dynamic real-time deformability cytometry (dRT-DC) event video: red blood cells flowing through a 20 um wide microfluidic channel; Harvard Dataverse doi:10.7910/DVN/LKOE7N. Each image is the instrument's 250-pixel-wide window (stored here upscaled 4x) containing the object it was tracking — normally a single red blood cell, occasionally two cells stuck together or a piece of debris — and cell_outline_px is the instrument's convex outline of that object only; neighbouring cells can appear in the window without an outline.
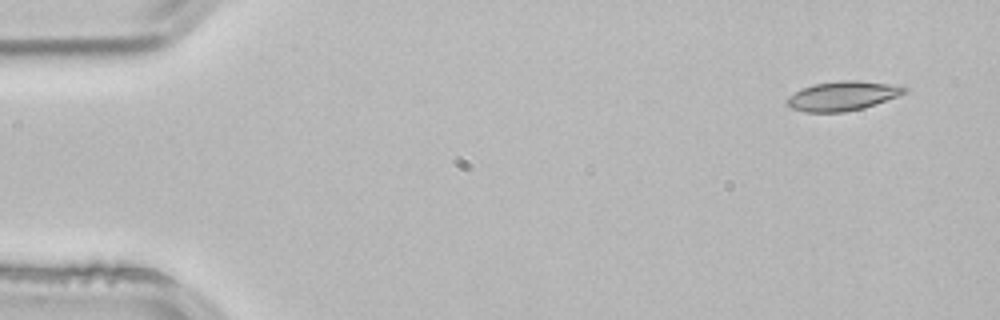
{"species": "common noctule bat (a hibernating species)", "species_latin": "Nyctalus noctula", "temperature_condition": "room temperature", "stored_images_in_passage": 4, "camera_frame_rate_fps": 3000, "um_per_image_px": 0.085, "animal": {"sex": "male", "body_mass_g": 21.5, "forearm_length_mm": 52.0}, "frame": {"image": 1, "passage_image": 1, "time_ms": 0.0, "image_size_px": [1000, 320], "cell_outline_px": [[908, 92], [876, 104], [864, 108], [844, 112], [804, 112], [792, 108], [784, 100], [788, 96], [812, 84], [840, 80], [860, 80], [904, 84], [908, 88]], "centroid_in_image_um": [71.71, 8.13], "position_along_channel_um": 13.3, "area_um2": 20.52}}
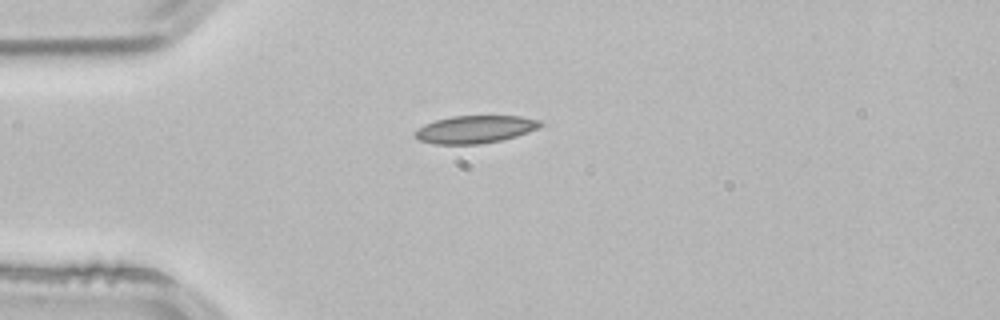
{"frame": {"image": 2, "passage_image": 3, "time_ms": 0.667, "image_size_px": [1000, 320], "cell_outline_px": [[544, 124], [528, 132], [516, 136], [500, 140], [480, 144], [436, 144], [420, 140], [412, 132], [416, 128], [424, 124], [436, 120], [452, 116], [520, 116], [540, 120]], "centroid_in_image_um": [40.35, 10.99], "position_along_channel_um": 44.6, "area_um2": 20.11}}
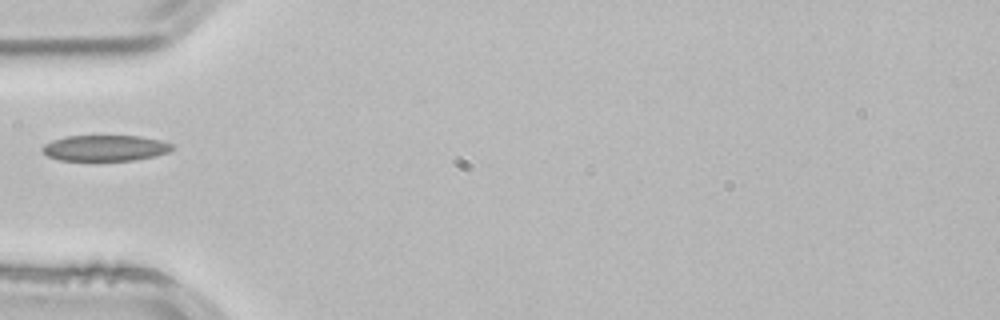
{"frame": {"image": 3, "passage_image": 4, "time_ms": 1.0, "image_size_px": [1000, 320], "cell_outline_px": [[176, 148], [168, 152], [156, 156], [136, 160], [60, 160], [48, 156], [40, 148], [44, 144], [52, 140], [68, 136], [140, 136], [160, 140], [172, 144]], "centroid_in_image_um": [8.97, 12.58], "position_along_channel_um": 76.0, "area_um2": 19.59}}